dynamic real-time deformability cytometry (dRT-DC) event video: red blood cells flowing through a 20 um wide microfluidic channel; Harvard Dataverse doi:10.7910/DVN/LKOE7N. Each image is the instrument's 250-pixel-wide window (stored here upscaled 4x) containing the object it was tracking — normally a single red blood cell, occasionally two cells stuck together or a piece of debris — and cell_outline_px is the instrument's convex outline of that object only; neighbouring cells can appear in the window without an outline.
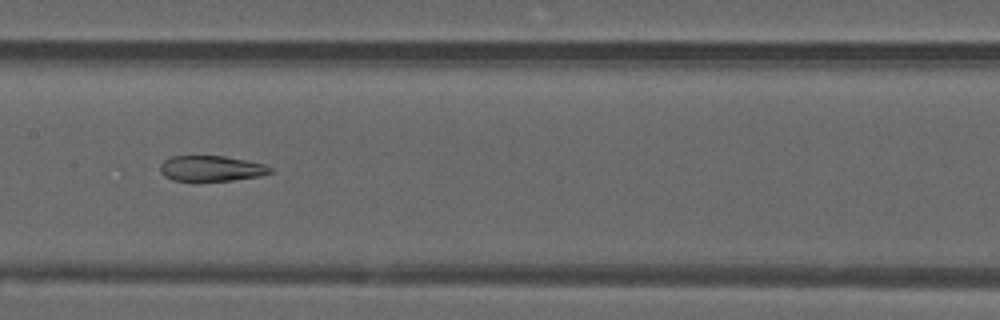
{"species": "common noctule bat (a hibernating species)", "species_latin": "Nyctalus noctula", "temperature_condition": "warm", "stored_images_in_passage": 52, "camera_frame_rate_fps": 3000, "um_per_image_px": 0.085, "animal": {"sex": "male", "forearm_length_mm": 52.5}, "frame": {"image": 1, "passage_image": 26, "time_ms": 8.333, "image_size_px": [1000, 320], "cell_outline_px": [[272, 172], [260, 176], [232, 180], [172, 180], [164, 176], [160, 172], [160, 164], [164, 160], [172, 156], [224, 156], [248, 160], [264, 164], [272, 168]], "centroid_in_image_um": [17.96, 14.31], "position_along_channel_um": 189.4, "area_um2": 16.3}}
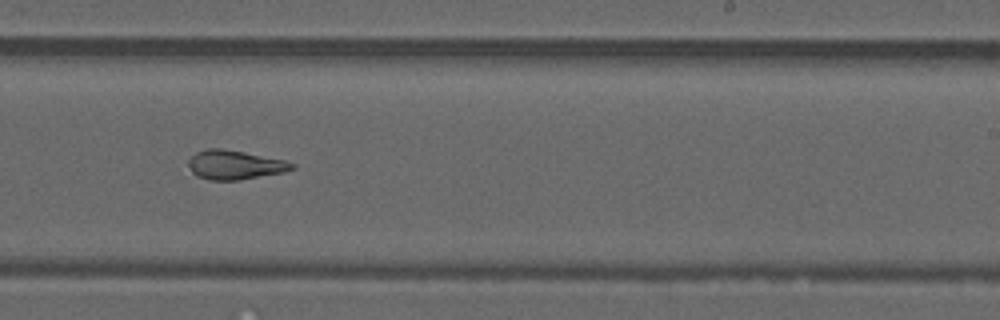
{"frame": {"image": 2, "passage_image": 32, "time_ms": 10.333, "image_size_px": [1000, 320], "cell_outline_px": [[296, 168], [284, 172], [240, 180], [208, 180], [196, 176], [192, 172], [188, 164], [188, 160], [196, 152], [208, 148], [220, 148], [244, 152], [284, 160], [296, 164]], "centroid_in_image_um": [19.96, 14.02], "position_along_channel_um": 269.0, "area_um2": 17.63}}
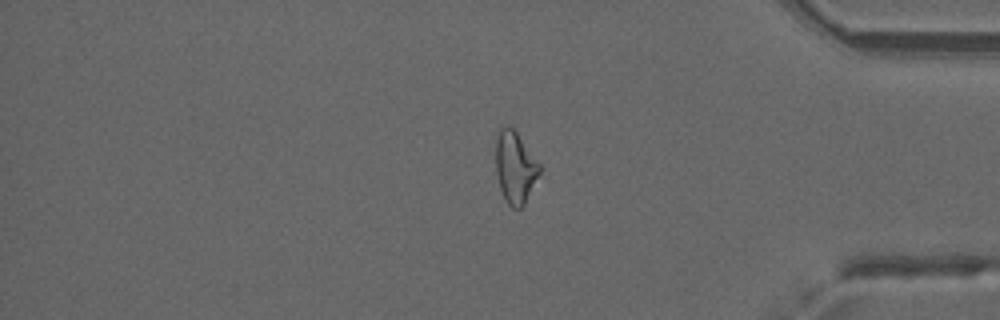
{"frame": {"image": 3, "passage_image": 43, "time_ms": 14.0, "image_size_px": [1000, 320], "cell_outline_px": [[540, 172], [524, 204], [520, 208], [512, 208], [508, 204], [500, 188], [496, 172], [496, 136], [500, 128], [504, 124], [508, 124], [516, 132], [540, 164]], "centroid_in_image_um": [43.77, 14.19], "position_along_channel_um": 391.4, "area_um2": 18.09}, "authors_computed_cell_mechanics": {"area_um2": 20.4034, "velocity_mm_per_s": 3.9899, "shape_relaxation_time_tau1_ms": null, "shape_relaxation_time_tau2_ms": 3.9966, "deformation_change_tau1": null, "deformation_change_tau2": 0.129}}